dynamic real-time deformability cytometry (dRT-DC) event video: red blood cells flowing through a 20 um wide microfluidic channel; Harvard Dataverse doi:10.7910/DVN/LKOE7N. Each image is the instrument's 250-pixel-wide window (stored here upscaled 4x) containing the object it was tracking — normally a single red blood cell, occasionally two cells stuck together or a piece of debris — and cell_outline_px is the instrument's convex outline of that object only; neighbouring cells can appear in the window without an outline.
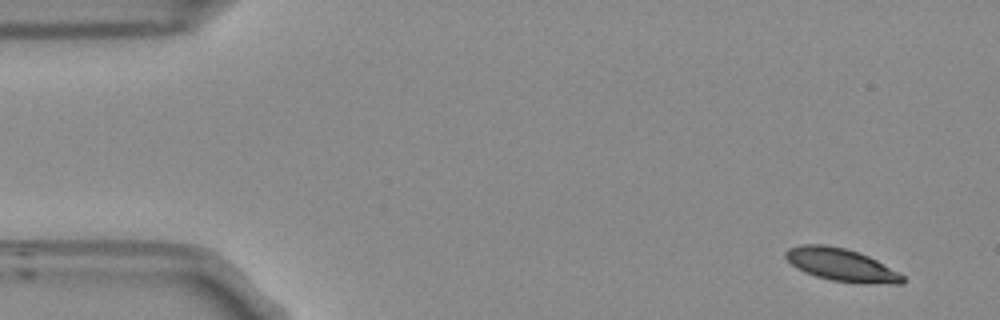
{"species": "Egyptian fruit bat (a non-hibernating species)", "species_latin": "Rousettus aegyptiacus", "temperature_condition": "room temperature", "stored_images_in_passage": 53, "segment_of_instrument_passage": [1, 2], "camera_frame_rate_fps": 3000, "um_per_image_px": 0.085, "frame": {"image": 1, "passage_image": 1, "time_ms": 0.0, "image_size_px": [1000, 320], "cell_outline_px": [[904, 280], [900, 284], [868, 284], [832, 280], [816, 276], [804, 272], [792, 264], [784, 256], [784, 252], [788, 248], [804, 244], [824, 244], [844, 248], [860, 252], [900, 272], [904, 276]], "centroid_in_image_um": [71.53, 22.51], "position_along_channel_um": 13.5, "area_um2": 22.31}}
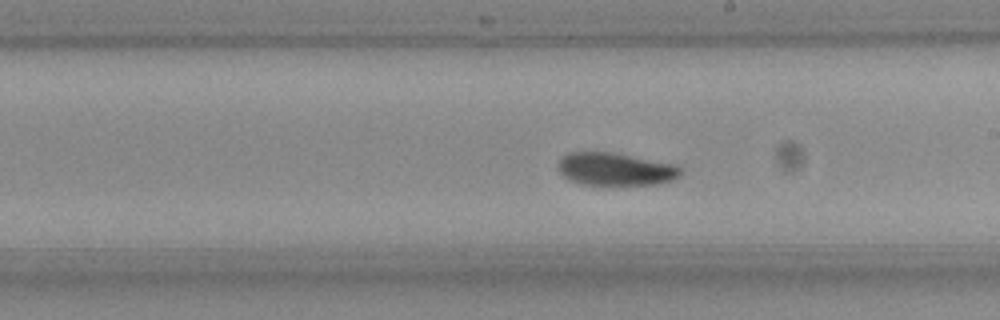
{"frame": {"image": 2, "passage_image": 28, "time_ms": 9.0, "image_size_px": [1000, 320], "cell_outline_px": [[684, 172], [680, 176], [672, 180], [660, 184], [580, 184], [568, 180], [560, 172], [560, 156], [568, 152], [612, 152], [676, 164]], "centroid_in_image_um": [52.34, 14.37], "position_along_channel_um": 236.7, "area_um2": 23.41}}
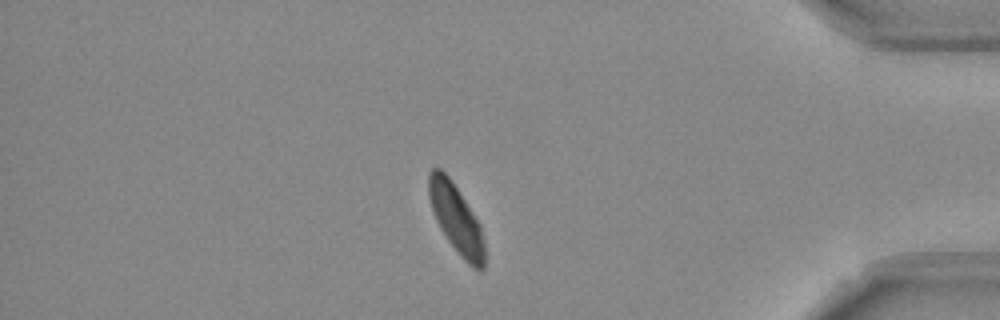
{"frame": {"image": 3, "passage_image": 44, "time_ms": 14.333, "image_size_px": [1000, 320], "cell_outline_px": [[484, 268], [480, 272], [472, 268], [460, 256], [448, 240], [440, 228], [436, 220], [428, 196], [428, 172], [432, 168], [440, 168], [448, 176], [480, 224], [484, 244]], "centroid_in_image_um": [38.76, 18.62], "position_along_channel_um": 396.4, "area_um2": 22.08}}